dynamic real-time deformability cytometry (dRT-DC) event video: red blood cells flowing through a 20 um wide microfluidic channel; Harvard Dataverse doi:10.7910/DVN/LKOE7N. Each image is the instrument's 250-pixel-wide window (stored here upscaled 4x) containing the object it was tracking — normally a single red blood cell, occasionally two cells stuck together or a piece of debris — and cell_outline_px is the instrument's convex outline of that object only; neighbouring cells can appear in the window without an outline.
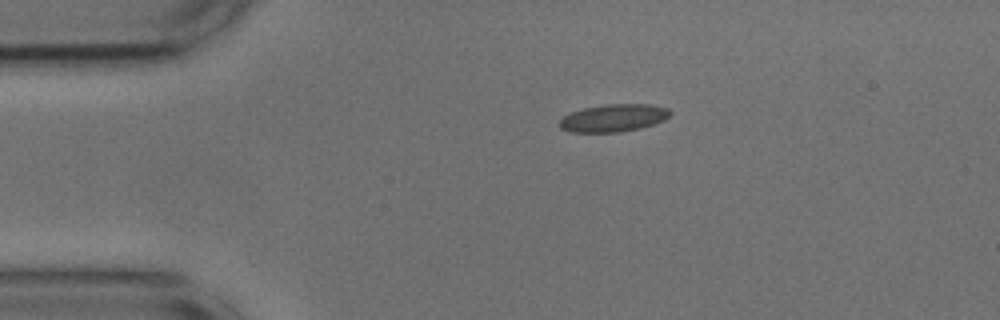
{"species": "common noctule bat (a hibernating species)", "species_latin": "Nyctalus noctula", "temperature_condition": "cold", "stored_images_in_passage": 45, "camera_frame_rate_fps": 3000, "um_per_image_px": 0.085, "animal": {"sex": "male", "body_mass_g": 17.9, "forearm_length_mm": 54.2}, "frame": {"image": 1, "passage_image": 1, "time_ms": 0.0, "image_size_px": [1000, 320], "cell_outline_px": [[672, 112], [664, 120], [640, 128], [620, 132], [572, 132], [560, 128], [560, 120], [564, 116], [572, 112], [584, 108], [604, 104], [652, 104], [668, 108]], "centroid_in_image_um": [52.17, 10.02], "position_along_channel_um": 32.8, "area_um2": 17.69}}
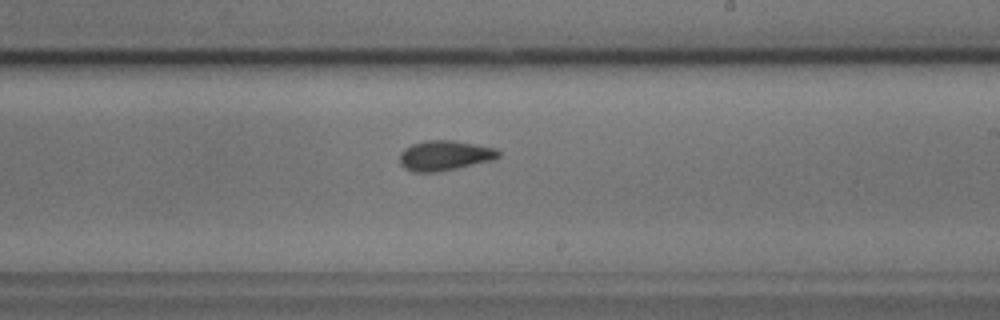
{"frame": {"image": 2, "passage_image": 22, "time_ms": 7.0, "image_size_px": [1000, 320], "cell_outline_px": [[500, 156], [496, 160], [440, 172], [412, 172], [404, 168], [400, 164], [400, 152], [404, 148], [412, 144], [428, 140], [456, 140], [496, 148], [500, 152]], "centroid_in_image_um": [37.83, 13.23], "position_along_channel_um": 251.2, "area_um2": 17.69}}
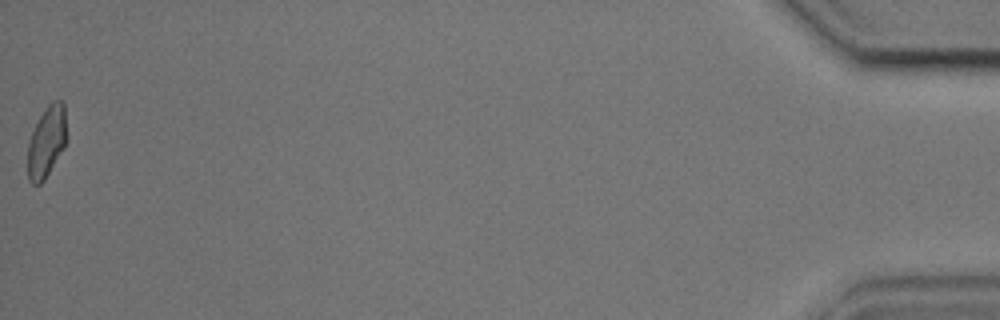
{"frame": {"image": 3, "passage_image": 45, "time_ms": 14.667, "image_size_px": [1000, 320], "cell_outline_px": [[64, 148], [44, 180], [40, 184], [32, 184], [28, 180], [28, 144], [32, 132], [44, 108], [52, 100], [60, 100], [64, 104]], "centroid_in_image_um": [3.93, 12.06], "position_along_channel_um": 431.3, "area_um2": 15.72}, "authors_computed_cell_mechanics": {"area_um2": 16.8198, "velocity_mm_per_s": 3.6502, "shape_relaxation_time_tau1_ms": 3.1618, "shape_relaxation_time_tau2_ms": 2.1376, "deformation_change_tau1": 0.099, "deformation_change_tau2": 0.0818}}